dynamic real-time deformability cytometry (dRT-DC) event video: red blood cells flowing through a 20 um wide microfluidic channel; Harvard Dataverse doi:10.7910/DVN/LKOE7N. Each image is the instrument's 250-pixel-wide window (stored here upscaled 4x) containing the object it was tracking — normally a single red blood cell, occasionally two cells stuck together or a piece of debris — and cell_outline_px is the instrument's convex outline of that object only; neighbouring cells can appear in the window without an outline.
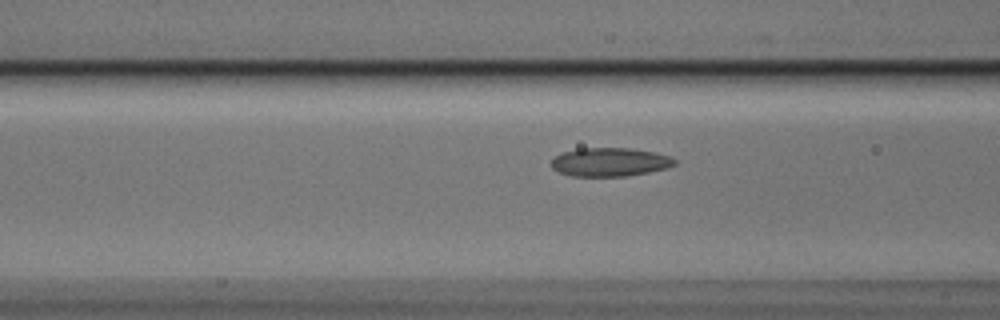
{"species": "Egyptian fruit bat (a non-hibernating species)", "species_latin": "Rousettus aegyptiacus", "temperature_condition": "cold", "stored_images_in_passage": 4, "segment_of_instrument_passage": [2, 2], "camera_frame_rate_fps": 3000, "um_per_image_px": 0.085, "animal": {"sex": "male"}, "frame": {"image": 1, "passage_image": 4, "time_ms": 1.0, "image_size_px": [1000, 320], "cell_outline_px": [[676, 164], [668, 168], [648, 172], [624, 176], [572, 176], [560, 172], [552, 168], [552, 160], [560, 152], [580, 148], [628, 148], [656, 152], [668, 156], [676, 160]], "centroid_in_image_um": [51.84, 13.77], "position_along_channel_um": 114.8, "area_um2": 20.52}}